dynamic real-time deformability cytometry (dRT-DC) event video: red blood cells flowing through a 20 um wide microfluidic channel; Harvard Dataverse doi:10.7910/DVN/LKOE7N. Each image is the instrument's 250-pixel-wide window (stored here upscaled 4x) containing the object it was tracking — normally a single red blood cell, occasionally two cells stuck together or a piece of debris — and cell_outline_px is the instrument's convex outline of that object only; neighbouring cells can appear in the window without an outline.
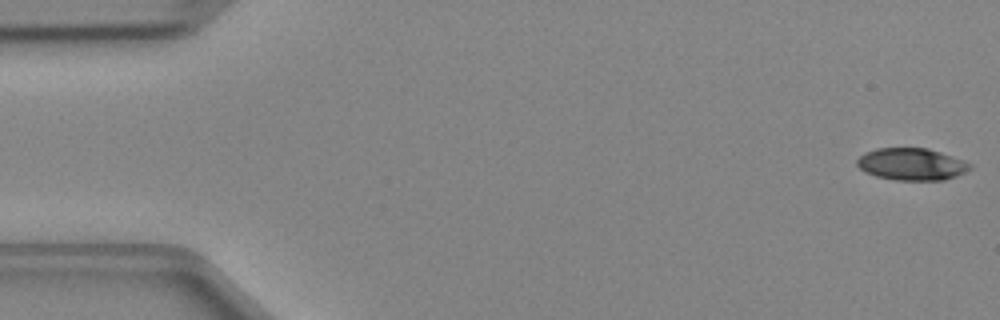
{"species": "Egyptian fruit bat (a non-hibernating species)", "species_latin": "Rousettus aegyptiacus", "temperature_condition": "cold", "stored_images_in_passage": 47, "camera_frame_rate_fps": 3000, "um_per_image_px": 0.085, "animal": {"sex": "female"}, "frame": {"image": 1, "passage_image": 1, "time_ms": 0.0, "image_size_px": [1000, 320], "cell_outline_px": [[972, 168], [956, 176], [944, 180], [896, 180], [876, 176], [864, 172], [856, 164], [856, 160], [864, 152], [876, 148], [928, 148], [940, 152], [972, 164]], "centroid_in_image_um": [77.45, 13.95], "position_along_channel_um": 7.5, "area_um2": 21.1}}
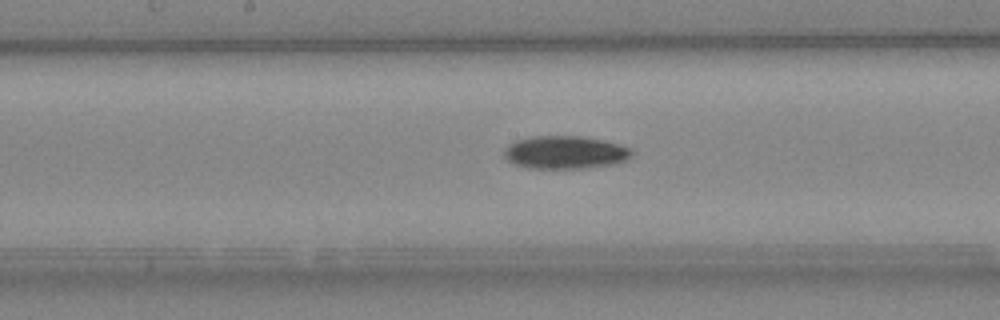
{"frame": {"image": 2, "passage_image": 24, "time_ms": 7.667, "image_size_px": [1000, 320], "cell_outline_px": [[632, 156], [628, 160], [616, 164], [588, 168], [528, 168], [512, 164], [504, 156], [504, 148], [508, 144], [516, 140], [532, 136], [580, 136], [600, 140], [632, 148]], "centroid_in_image_um": [48.02, 12.96], "position_along_channel_um": 200.2, "area_um2": 24.68}}
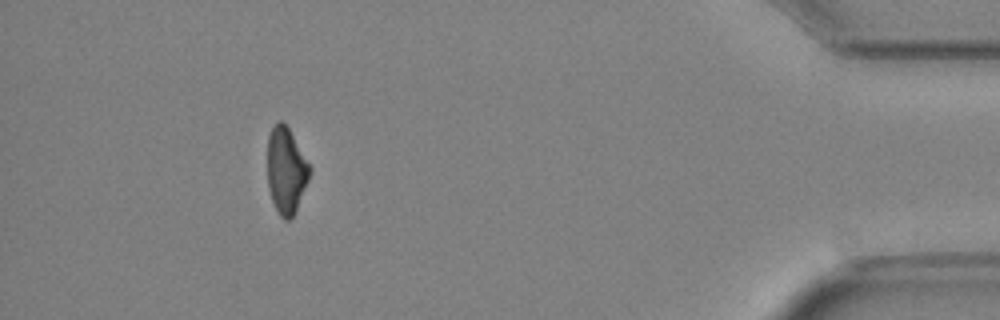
{"frame": {"image": 3, "passage_image": 43, "time_ms": 14.0, "image_size_px": [1000, 320], "cell_outline_px": [[312, 172], [296, 208], [292, 216], [288, 220], [284, 220], [280, 216], [272, 200], [268, 188], [268, 136], [272, 128], [280, 120], [288, 128], [312, 168]], "centroid_in_image_um": [24.32, 14.5], "position_along_channel_um": 410.9, "area_um2": 20.87}}